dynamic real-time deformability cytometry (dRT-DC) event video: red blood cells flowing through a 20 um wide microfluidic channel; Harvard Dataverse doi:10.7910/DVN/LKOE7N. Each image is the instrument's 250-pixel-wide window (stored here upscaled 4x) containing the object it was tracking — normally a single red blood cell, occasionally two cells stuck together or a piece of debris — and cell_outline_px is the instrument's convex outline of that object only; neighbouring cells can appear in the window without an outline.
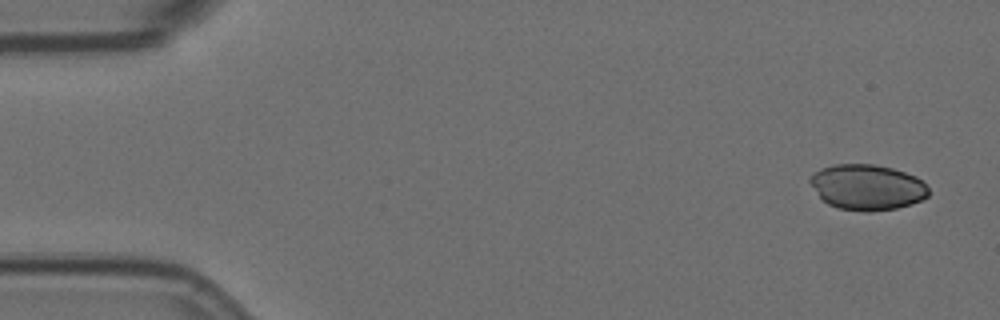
{"species": "Egyptian fruit bat (a non-hibernating species)", "species_latin": "Rousettus aegyptiacus", "temperature_condition": "room temperature", "stored_images_in_passage": 2, "camera_frame_rate_fps": 3000, "um_per_image_px": 0.085, "animal": {"sex": "female"}, "frame": {"image": 1, "passage_image": 1, "time_ms": 0.0, "image_size_px": [1000, 320], "cell_outline_px": [[928, 196], [912, 204], [896, 208], [868, 212], [864, 212], [836, 208], [828, 204], [820, 196], [808, 180], [820, 168], [836, 164], [876, 164], [892, 168], [916, 176], [924, 180], [928, 188]], "centroid_in_image_um": [73.74, 15.91], "position_along_channel_um": 11.3, "area_um2": 31.5}}